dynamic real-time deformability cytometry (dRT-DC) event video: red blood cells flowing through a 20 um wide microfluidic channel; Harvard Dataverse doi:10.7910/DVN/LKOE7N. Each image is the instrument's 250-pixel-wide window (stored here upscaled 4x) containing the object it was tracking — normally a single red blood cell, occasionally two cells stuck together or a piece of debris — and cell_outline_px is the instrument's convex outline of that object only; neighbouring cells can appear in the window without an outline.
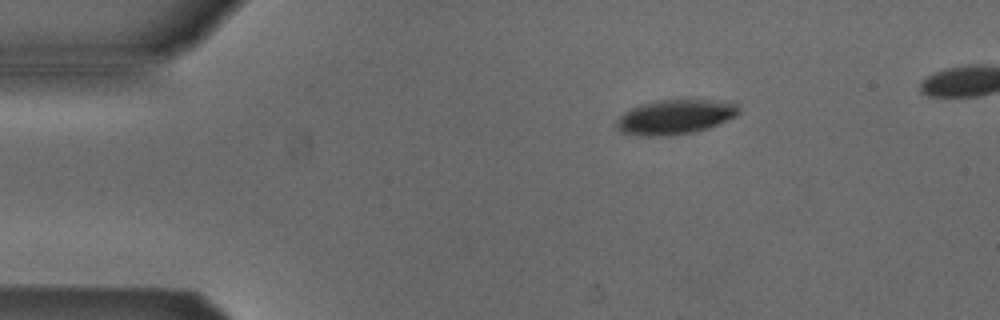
{"species": "Egyptian fruit bat (a non-hibernating species)", "species_latin": "Rousettus aegyptiacus", "temperature_condition": "cold", "stored_images_in_passage": 3, "camera_frame_rate_fps": 3000, "um_per_image_px": 0.085, "animal": {"sex": "male"}, "frame": {"image": 1, "passage_image": 1, "time_ms": 0.0, "image_size_px": [1000, 320], "cell_outline_px": [[740, 112], [736, 116], [708, 128], [696, 132], [672, 136], [636, 136], [620, 132], [616, 128], [616, 120], [624, 112], [640, 104], [656, 100], [680, 96], [732, 100], [736, 104]], "centroid_in_image_um": [57.43, 9.88], "position_along_channel_um": 27.6, "area_um2": 26.24}}